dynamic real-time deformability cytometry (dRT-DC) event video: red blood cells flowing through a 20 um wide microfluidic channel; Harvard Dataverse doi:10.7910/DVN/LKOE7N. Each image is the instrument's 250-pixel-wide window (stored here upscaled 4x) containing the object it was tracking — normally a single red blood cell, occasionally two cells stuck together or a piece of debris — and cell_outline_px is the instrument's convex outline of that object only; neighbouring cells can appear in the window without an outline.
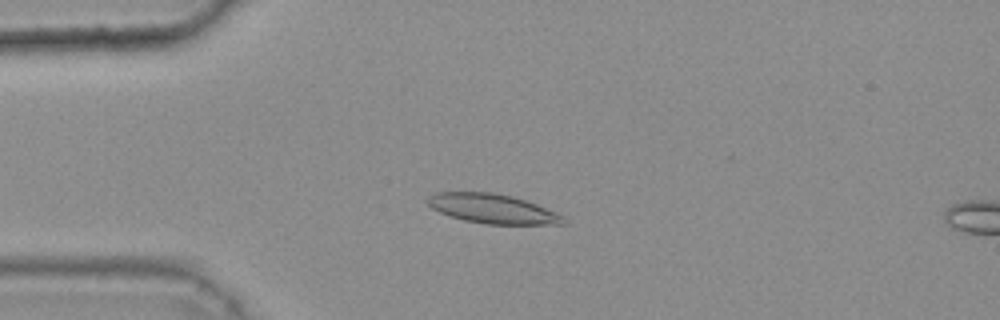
{"species": "common noctule bat (a hibernating species)", "species_latin": "Nyctalus noctula", "temperature_condition": "warm", "stored_images_in_passage": 32, "camera_frame_rate_fps": 3000, "um_per_image_px": 0.085, "animal": {"sex": "female", "body_mass_g": 25.1}, "frame": {"image": 1, "passage_image": 1, "time_ms": 0.0, "image_size_px": [1000, 320], "cell_outline_px": [[568, 224], [484, 224], [464, 220], [440, 212], [432, 208], [424, 200], [428, 196], [436, 192], [492, 192], [512, 196], [536, 204], [556, 212], [564, 216], [568, 220]], "centroid_in_image_um": [41.88, 17.74], "position_along_channel_um": 43.1, "area_um2": 23.35}}
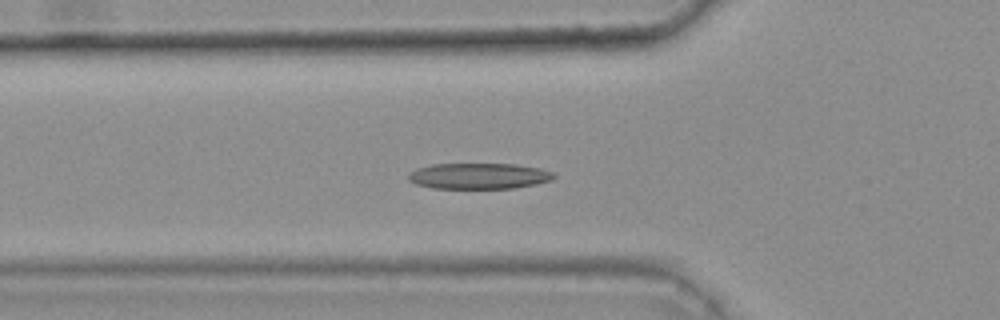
{"frame": {"image": 2, "passage_image": 6, "time_ms": 1.667, "image_size_px": [1000, 320], "cell_outline_px": [[556, 176], [552, 180], [536, 184], [512, 188], [432, 188], [416, 184], [408, 180], [408, 176], [416, 168], [432, 164], [516, 164], [540, 168], [552, 172]], "centroid_in_image_um": [40.71, 14.96], "position_along_channel_um": 85.1, "area_um2": 21.91}}
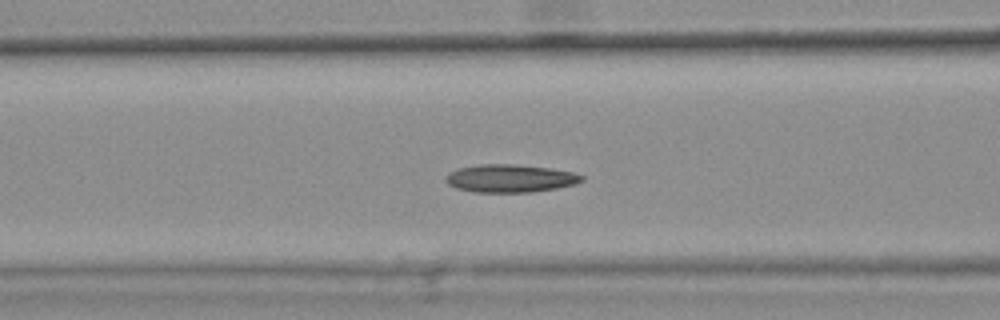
{"frame": {"image": 3, "passage_image": 9, "time_ms": 2.667, "image_size_px": [1000, 320], "cell_outline_px": [[584, 180], [576, 184], [556, 188], [532, 192], [472, 192], [456, 188], [448, 184], [444, 180], [448, 172], [460, 168], [480, 164], [512, 164], [548, 168], [572, 172], [584, 176]], "centroid_in_image_um": [43.34, 15.17], "position_along_channel_um": 123.3, "area_um2": 22.08}, "authors_computed_cell_mechanics": {"area_um2": 21.5883, "velocity_mm_per_s": 3.7654, "shape_relaxation_time_tau1_ms": 6.814, "shape_relaxation_time_tau2_ms": 6.4813, "deformation_change_tau1": 0.1942, "deformation_change_tau2": 0.1473}}